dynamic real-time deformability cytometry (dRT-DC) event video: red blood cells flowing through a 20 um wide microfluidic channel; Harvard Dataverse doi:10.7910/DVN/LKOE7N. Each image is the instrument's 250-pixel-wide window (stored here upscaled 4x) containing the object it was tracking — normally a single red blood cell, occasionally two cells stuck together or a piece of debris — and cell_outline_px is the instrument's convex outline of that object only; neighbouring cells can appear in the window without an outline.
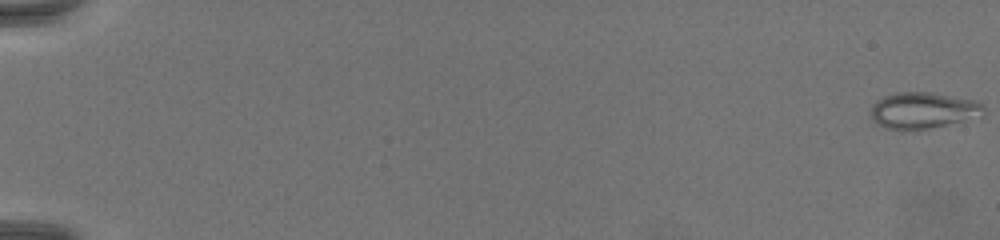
{"species": "common noctule bat (a hibernating species)", "species_latin": "Nyctalus noctula", "temperature_condition": "warm", "stored_images_in_passage": 71, "camera_frame_rate_fps": 3000, "um_per_image_px": 0.085, "animal": {"sex": "female", "body_mass_g": 19.5, "forearm_length_mm": 54.1}, "frame": {"image": 1, "passage_image": 1, "time_ms": 0.0, "image_size_px": [1000, 240], "cell_outline_px": [[984, 116], [928, 128], [884, 128], [872, 120], [872, 104], [876, 100], [884, 96], [896, 92], [928, 92], [968, 100], [980, 104], [984, 108]], "centroid_in_image_um": [78.42, 9.37], "position_along_channel_um": 6.6, "area_um2": 23.12}}
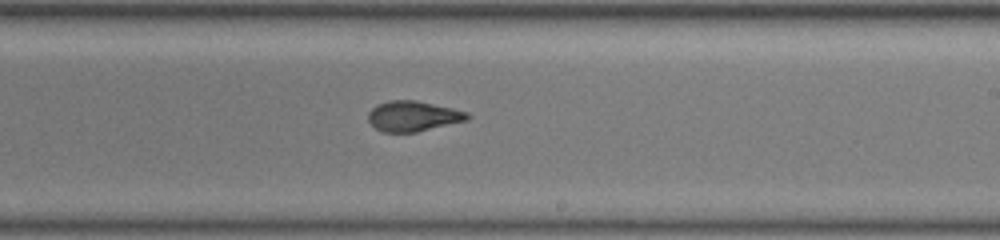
{"frame": {"image": 2, "passage_image": 46, "time_ms": 15.0, "image_size_px": [1000, 240], "cell_outline_px": [[472, 116], [468, 120], [416, 132], [384, 132], [376, 128], [368, 120], [368, 112], [376, 104], [388, 100], [416, 100], [452, 108], [468, 112]], "centroid_in_image_um": [35.12, 9.86], "position_along_channel_um": 253.9, "area_um2": 17.57}}
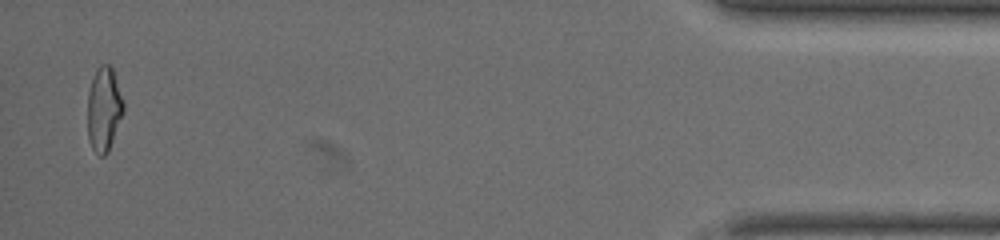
{"frame": {"image": 3, "passage_image": 70, "time_ms": 23.0, "image_size_px": [1000, 240], "cell_outline_px": [[124, 112], [108, 152], [104, 156], [100, 156], [92, 148], [88, 140], [88, 92], [96, 68], [100, 64], [108, 64], [112, 68], [124, 100]], "centroid_in_image_um": [8.84, 9.28], "position_along_channel_um": 426.4, "area_um2": 17.74}}